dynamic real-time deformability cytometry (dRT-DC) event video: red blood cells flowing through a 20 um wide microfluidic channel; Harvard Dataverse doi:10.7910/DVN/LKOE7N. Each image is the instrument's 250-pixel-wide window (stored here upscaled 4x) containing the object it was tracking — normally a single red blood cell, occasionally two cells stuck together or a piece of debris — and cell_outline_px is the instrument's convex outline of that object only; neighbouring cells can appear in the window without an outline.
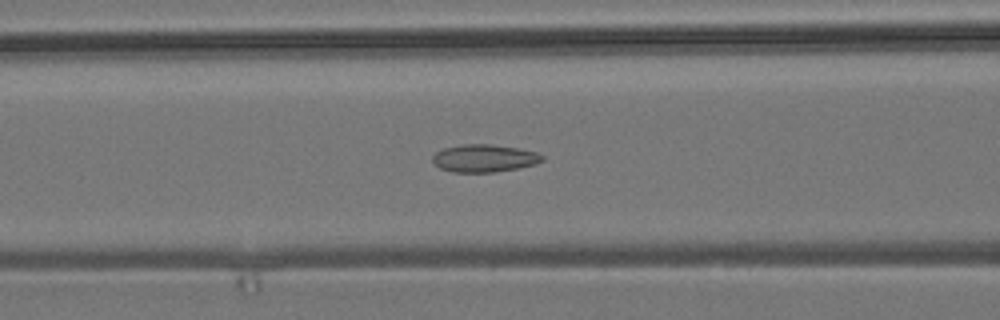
{"species": "common noctule bat (a hibernating species)", "species_latin": "Nyctalus noctula", "temperature_condition": "room temperature", "stored_images_in_passage": 39, "camera_frame_rate_fps": 3000, "um_per_image_px": 0.085, "animal": {"sex": "male", "body_mass_g": 19.2, "forearm_length_mm": 51.8}, "frame": {"image": 1, "passage_image": 7, "time_ms": 2.0, "image_size_px": [1000, 320], "cell_outline_px": [[544, 160], [536, 164], [496, 172], [452, 172], [440, 168], [432, 164], [432, 156], [436, 152], [444, 148], [460, 144], [492, 144], [516, 148], [536, 152], [544, 156]], "centroid_in_image_um": [41.12, 13.45], "position_along_channel_um": 125.5, "area_um2": 17.74}}
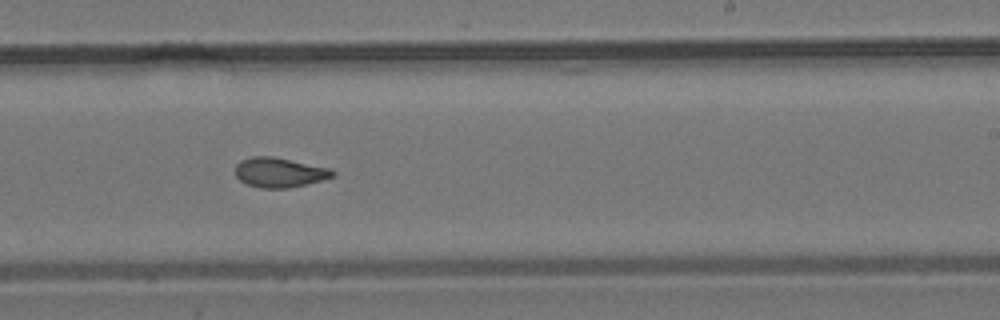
{"frame": {"image": 2, "passage_image": 18, "time_ms": 5.667, "image_size_px": [1000, 320], "cell_outline_px": [[336, 176], [308, 184], [288, 188], [260, 188], [248, 184], [240, 180], [236, 176], [236, 164], [240, 160], [252, 156], [272, 156], [332, 168], [336, 172]], "centroid_in_image_um": [23.79, 14.65], "position_along_channel_um": 265.2, "area_um2": 17.05}}
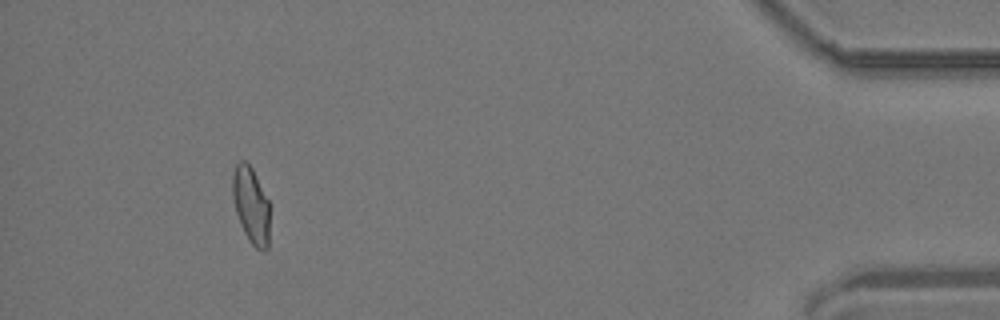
{"frame": {"image": 3, "passage_image": 35, "time_ms": 11.333, "image_size_px": [1000, 320], "cell_outline_px": [[268, 248], [264, 252], [256, 248], [248, 240], [240, 224], [236, 212], [232, 196], [232, 172], [236, 164], [240, 160], [244, 160], [252, 168], [268, 200]], "centroid_in_image_um": [21.31, 17.43], "position_along_channel_um": 413.9, "area_um2": 16.47}, "authors_computed_cell_mechanics": {"area_um2": 16.762, "velocity_mm_per_s": 3.8198, "shape_relaxation_time_tau1_ms": null, "shape_relaxation_time_tau2_ms": 1.9426, "deformation_change_tau1": null, "deformation_change_tau2": 0.0787}}